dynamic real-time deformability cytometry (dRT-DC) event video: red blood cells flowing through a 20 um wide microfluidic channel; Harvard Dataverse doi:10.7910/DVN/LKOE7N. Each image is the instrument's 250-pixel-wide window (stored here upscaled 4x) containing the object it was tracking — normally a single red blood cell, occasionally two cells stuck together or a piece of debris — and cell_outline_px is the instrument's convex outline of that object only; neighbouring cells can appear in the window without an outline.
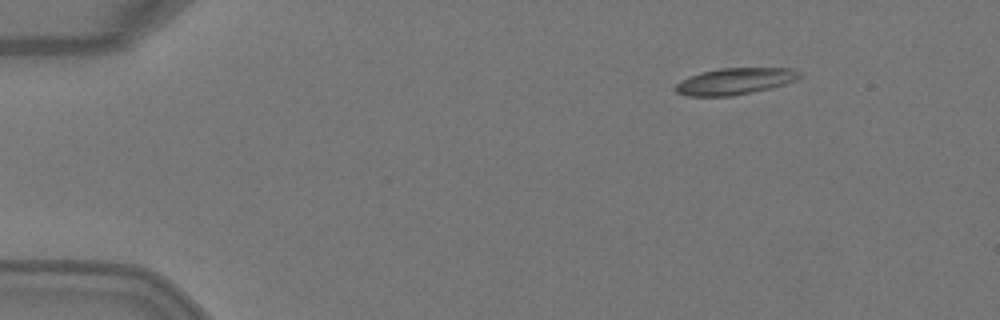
{"species": "Egyptian fruit bat (a non-hibernating species)", "species_latin": "Rousettus aegyptiacus", "temperature_condition": "warm", "stored_images_in_passage": 3, "camera_frame_rate_fps": 3000, "um_per_image_px": 0.085, "animal": {"sex": "female"}, "frame": {"image": 1, "passage_image": 1, "time_ms": 0.0, "image_size_px": [1000, 320], "cell_outline_px": [[800, 76], [796, 80], [784, 84], [752, 92], [732, 96], [688, 96], [676, 92], [672, 88], [676, 84], [692, 76], [704, 72], [720, 68], [792, 68], [800, 72]], "centroid_in_image_um": [62.47, 6.91], "position_along_channel_um": 22.5, "area_um2": 18.9}}
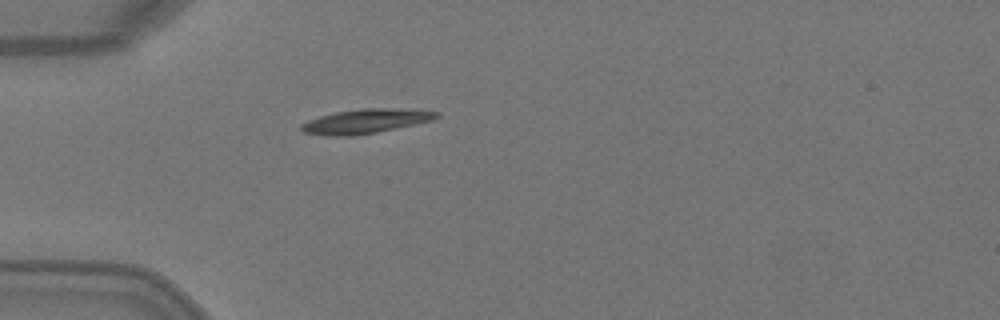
{"frame": {"image": 2, "passage_image": 3, "time_ms": 0.667, "image_size_px": [1000, 320], "cell_outline_px": [[440, 116], [432, 120], [416, 124], [356, 136], [328, 136], [300, 132], [300, 124], [308, 120], [320, 116], [336, 112], [364, 108], [388, 108], [440, 112]], "centroid_in_image_um": [31.02, 10.32], "position_along_channel_um": 54.0, "area_um2": 19.13}}